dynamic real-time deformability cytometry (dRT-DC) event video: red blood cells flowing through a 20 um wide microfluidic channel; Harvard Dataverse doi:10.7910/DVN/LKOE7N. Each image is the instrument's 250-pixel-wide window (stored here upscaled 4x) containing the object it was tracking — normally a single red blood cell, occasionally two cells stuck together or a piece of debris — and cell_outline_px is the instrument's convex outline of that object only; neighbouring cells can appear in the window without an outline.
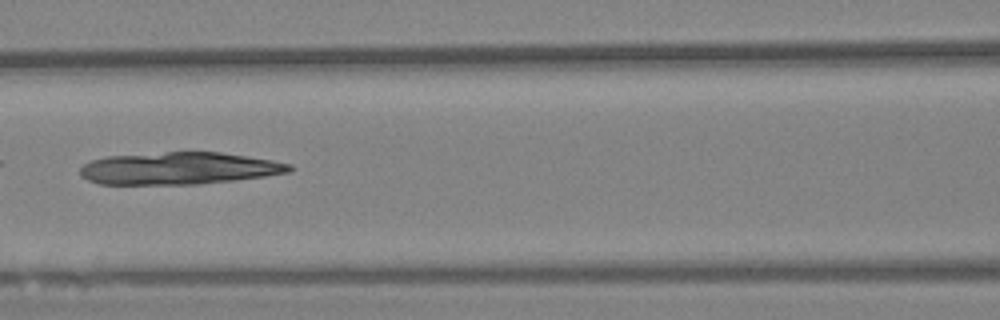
{"species": "Egyptian fruit bat (a non-hibernating species)", "species_latin": "Rousettus aegyptiacus", "temperature_condition": "warm", "stored_images_in_passage": 58, "camera_frame_rate_fps": 3000, "um_per_image_px": 0.085, "animal": {"sex": "female"}, "frame": {"image": 1, "passage_image": 25, "time_ms": 8.0, "image_size_px": [1000, 320], "cell_outline_px": [[292, 168], [288, 172], [264, 176], [232, 180], [196, 184], [100, 184], [88, 180], [80, 176], [80, 168], [84, 164], [92, 160], [108, 156], [168, 152], [220, 152], [272, 160], [292, 164]], "centroid_in_image_um": [15.18, 14.31], "position_along_channel_um": 151.4, "area_um2": 38.96}}